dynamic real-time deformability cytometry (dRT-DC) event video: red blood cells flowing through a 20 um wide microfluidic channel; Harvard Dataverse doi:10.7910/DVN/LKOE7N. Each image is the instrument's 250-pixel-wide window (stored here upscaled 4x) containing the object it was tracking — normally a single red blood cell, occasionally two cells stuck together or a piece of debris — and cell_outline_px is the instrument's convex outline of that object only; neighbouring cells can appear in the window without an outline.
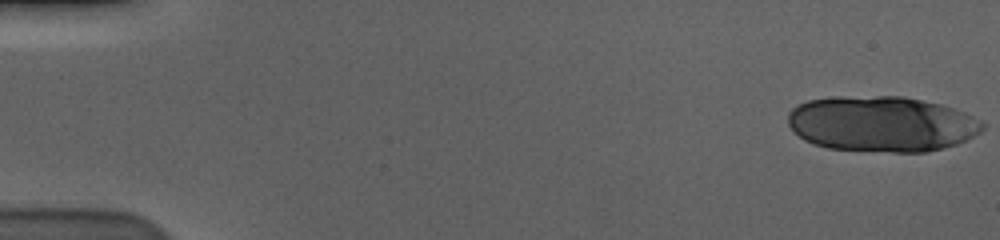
{"species": "human", "species_latin": "Homo sapiens", "temperature_condition": "cold", "stored_images_in_passage": 19, "camera_frame_rate_fps": 3000, "um_per_image_px": 0.085, "donor": {"sex": "male"}, "frame": {"image": 1, "passage_image": 1, "time_ms": 0.0, "image_size_px": [1000, 240], "cell_outline_px": [[984, 128], [980, 132], [956, 144], [944, 148], [924, 152], [892, 152], [828, 148], [812, 144], [804, 140], [788, 124], [788, 112], [796, 104], [808, 100], [832, 96], [904, 96], [940, 104], [964, 112], [980, 120], [984, 124]], "centroid_in_image_um": [74.91, 10.52], "position_along_channel_um": 10.1, "area_um2": 63.18}}